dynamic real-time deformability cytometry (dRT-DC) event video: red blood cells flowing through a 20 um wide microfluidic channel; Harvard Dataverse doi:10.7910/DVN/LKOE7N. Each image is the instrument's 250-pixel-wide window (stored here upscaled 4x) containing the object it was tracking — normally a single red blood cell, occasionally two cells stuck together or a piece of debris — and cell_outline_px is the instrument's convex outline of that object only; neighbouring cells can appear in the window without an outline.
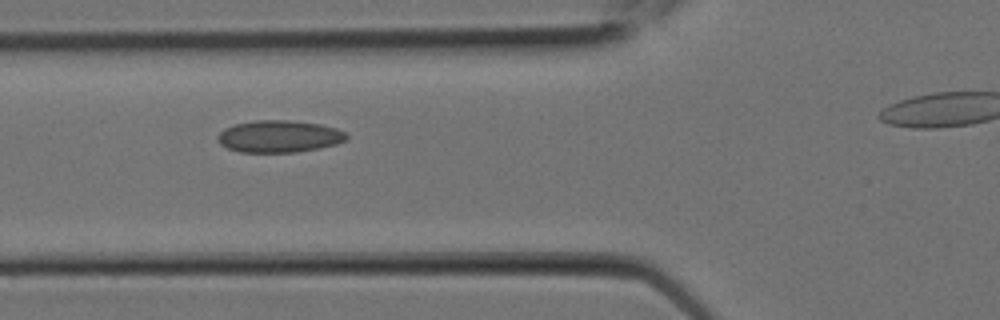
{"species": "Egyptian fruit bat (a non-hibernating species)", "species_latin": "Rousettus aegyptiacus", "temperature_condition": "room temperature", "stored_images_in_passage": 4, "segment_of_instrument_passage": [1, 2], "camera_frame_rate_fps": 3000, "um_per_image_px": 0.085, "animal": {"sex": "female"}, "frame": {"image": 1, "passage_image": 2, "time_ms": 0.333, "image_size_px": [1000, 320], "cell_outline_px": [[348, 140], [336, 144], [296, 152], [240, 152], [228, 148], [220, 144], [216, 140], [216, 136], [224, 128], [236, 124], [256, 120], [288, 120], [320, 124], [336, 128], [344, 132], [348, 136]], "centroid_in_image_um": [23.71, 11.59], "position_along_channel_um": 102.1, "area_um2": 24.04}}
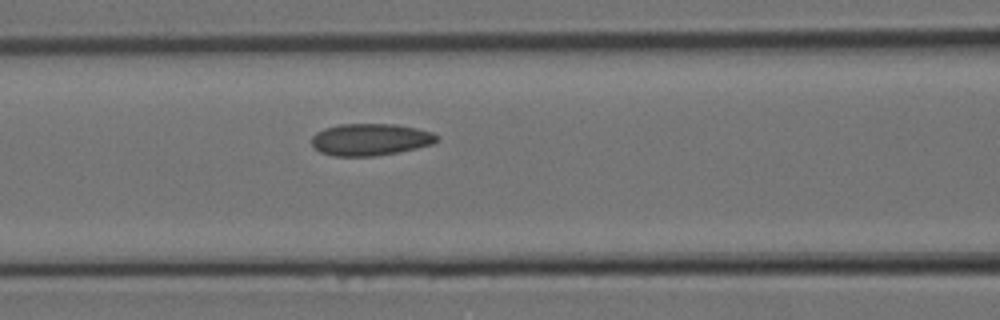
{"frame": {"image": 2, "passage_image": 3, "time_ms": 0.667, "image_size_px": [1000, 320], "cell_outline_px": [[440, 140], [432, 144], [400, 152], [376, 156], [332, 156], [320, 152], [312, 144], [312, 136], [316, 132], [324, 128], [340, 124], [396, 124], [416, 128], [432, 132], [440, 136]], "centroid_in_image_um": [31.5, 11.86], "position_along_channel_um": 135.1, "area_um2": 23.52}}